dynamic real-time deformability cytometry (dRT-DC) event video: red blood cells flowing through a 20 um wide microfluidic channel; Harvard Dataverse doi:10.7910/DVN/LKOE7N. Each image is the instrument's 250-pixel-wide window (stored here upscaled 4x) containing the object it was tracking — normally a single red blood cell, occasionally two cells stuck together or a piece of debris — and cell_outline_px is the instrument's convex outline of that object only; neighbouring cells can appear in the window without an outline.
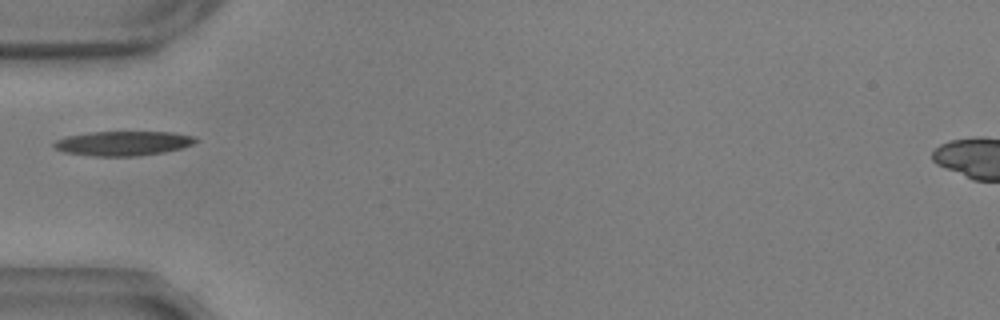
{"species": "common noctule bat (a hibernating species)", "species_latin": "Nyctalus noctula", "temperature_condition": "warm", "stored_images_in_passage": 39, "camera_frame_rate_fps": 3000, "um_per_image_px": 0.085, "animal": {"sex": "male", "body_mass_g": 17.9, "forearm_length_mm": 54.2}, "frame": {"image": 1, "passage_image": 1, "time_ms": 0.0, "image_size_px": [1000, 320], "cell_outline_px": [[200, 140], [192, 144], [180, 148], [164, 152], [136, 156], [92, 156], [64, 152], [56, 148], [52, 144], [56, 140], [68, 136], [92, 132], [172, 132], [196, 136]], "centroid_in_image_um": [10.5, 12.18], "position_along_channel_um": 74.5, "area_um2": 20.17}}
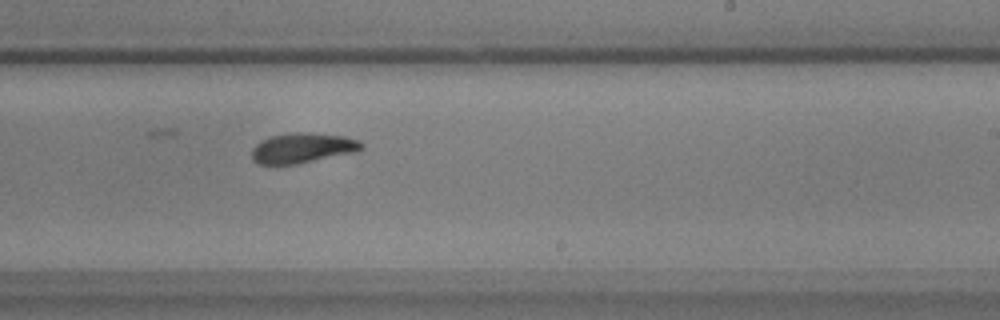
{"frame": {"image": 2, "passage_image": 17, "time_ms": 5.333, "image_size_px": [1000, 320], "cell_outline_px": [[364, 148], [356, 152], [296, 164], [260, 164], [252, 160], [252, 148], [260, 140], [268, 136], [288, 132], [312, 132], [348, 136], [360, 140], [364, 144]], "centroid_in_image_um": [25.74, 12.55], "position_along_channel_um": 263.3, "area_um2": 19.71}}
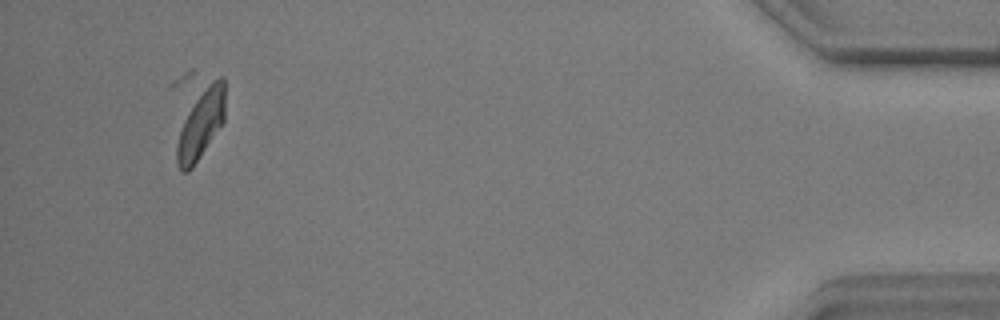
{"frame": {"image": 3, "passage_image": 36, "time_ms": 11.667, "image_size_px": [1000, 320], "cell_outline_px": [[224, 120], [192, 168], [188, 172], [184, 172], [176, 164], [176, 148], [180, 132], [184, 120], [196, 100], [212, 80], [220, 76], [224, 76]], "centroid_in_image_um": [17.08, 10.59], "position_along_channel_um": 418.1, "area_um2": 18.55}}